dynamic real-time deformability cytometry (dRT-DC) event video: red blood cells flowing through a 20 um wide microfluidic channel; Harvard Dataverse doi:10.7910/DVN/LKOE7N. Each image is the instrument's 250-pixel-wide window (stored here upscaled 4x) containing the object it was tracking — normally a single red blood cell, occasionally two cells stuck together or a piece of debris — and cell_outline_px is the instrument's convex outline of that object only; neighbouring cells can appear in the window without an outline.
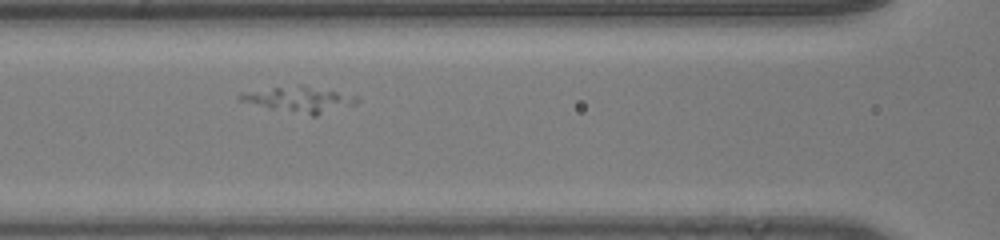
{"species": "human", "species_latin": "Homo sapiens", "temperature_condition": "room temperature", "stored_images_in_passage": 30, "camera_frame_rate_fps": 3000, "um_per_image_px": 0.085, "donor": {"sex": "male"}, "frame": {"image": 1, "passage_image": 9, "time_ms": 2.667, "image_size_px": [1000, 240], "cell_outline_px": [[360, 100], [356, 104], [316, 116], [312, 116], [272, 108], [240, 100], [236, 96], [240, 92], [300, 84], [360, 96]], "centroid_in_image_um": [25.52, 8.44], "position_along_channel_um": 141.1, "area_um2": 17.46}}